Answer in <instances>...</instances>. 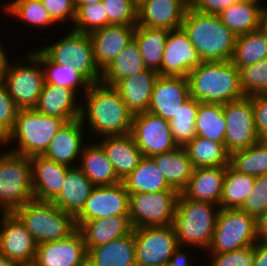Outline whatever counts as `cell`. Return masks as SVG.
Returning a JSON list of instances; mask_svg holds the SVG:
<instances>
[{
  "instance_id": "6da1fadb",
  "label": "cell",
  "mask_w": 267,
  "mask_h": 266,
  "mask_svg": "<svg viewBox=\"0 0 267 266\" xmlns=\"http://www.w3.org/2000/svg\"><path fill=\"white\" fill-rule=\"evenodd\" d=\"M80 119L89 124L90 132L99 137L131 133L133 114L120 93L112 86L92 84L83 95Z\"/></svg>"
},
{
  "instance_id": "7a4b0ae2",
  "label": "cell",
  "mask_w": 267,
  "mask_h": 266,
  "mask_svg": "<svg viewBox=\"0 0 267 266\" xmlns=\"http://www.w3.org/2000/svg\"><path fill=\"white\" fill-rule=\"evenodd\" d=\"M187 78L190 97L199 102L225 104L245 97L231 61H203Z\"/></svg>"
},
{
  "instance_id": "3957f363",
  "label": "cell",
  "mask_w": 267,
  "mask_h": 266,
  "mask_svg": "<svg viewBox=\"0 0 267 266\" xmlns=\"http://www.w3.org/2000/svg\"><path fill=\"white\" fill-rule=\"evenodd\" d=\"M182 29L202 61H231L236 36L217 15L201 13L189 6Z\"/></svg>"
},
{
  "instance_id": "277c9868",
  "label": "cell",
  "mask_w": 267,
  "mask_h": 266,
  "mask_svg": "<svg viewBox=\"0 0 267 266\" xmlns=\"http://www.w3.org/2000/svg\"><path fill=\"white\" fill-rule=\"evenodd\" d=\"M219 211V205L189 200L180 193L173 220L179 247L182 250L189 246L207 251Z\"/></svg>"
},
{
  "instance_id": "5b68a950",
  "label": "cell",
  "mask_w": 267,
  "mask_h": 266,
  "mask_svg": "<svg viewBox=\"0 0 267 266\" xmlns=\"http://www.w3.org/2000/svg\"><path fill=\"white\" fill-rule=\"evenodd\" d=\"M65 123L63 119L41 114L35 109L19 110L15 126L6 138V145L16 140L18 144L9 151L29 158L42 156Z\"/></svg>"
},
{
  "instance_id": "8992f818",
  "label": "cell",
  "mask_w": 267,
  "mask_h": 266,
  "mask_svg": "<svg viewBox=\"0 0 267 266\" xmlns=\"http://www.w3.org/2000/svg\"><path fill=\"white\" fill-rule=\"evenodd\" d=\"M14 213L37 244L65 239L77 230L75 217L52 202L32 199Z\"/></svg>"
},
{
  "instance_id": "52a82bcc",
  "label": "cell",
  "mask_w": 267,
  "mask_h": 266,
  "mask_svg": "<svg viewBox=\"0 0 267 266\" xmlns=\"http://www.w3.org/2000/svg\"><path fill=\"white\" fill-rule=\"evenodd\" d=\"M39 49L52 62L78 72L90 85L100 83L101 71L94 62L89 34L70 29L60 40Z\"/></svg>"
},
{
  "instance_id": "ba28073f",
  "label": "cell",
  "mask_w": 267,
  "mask_h": 266,
  "mask_svg": "<svg viewBox=\"0 0 267 266\" xmlns=\"http://www.w3.org/2000/svg\"><path fill=\"white\" fill-rule=\"evenodd\" d=\"M34 199L30 158L4 151L0 154V211L14 213Z\"/></svg>"
},
{
  "instance_id": "9c48e42d",
  "label": "cell",
  "mask_w": 267,
  "mask_h": 266,
  "mask_svg": "<svg viewBox=\"0 0 267 266\" xmlns=\"http://www.w3.org/2000/svg\"><path fill=\"white\" fill-rule=\"evenodd\" d=\"M26 54L27 60L10 62L1 80L20 110L36 107L45 83L41 63L29 51Z\"/></svg>"
},
{
  "instance_id": "30bf717a",
  "label": "cell",
  "mask_w": 267,
  "mask_h": 266,
  "mask_svg": "<svg viewBox=\"0 0 267 266\" xmlns=\"http://www.w3.org/2000/svg\"><path fill=\"white\" fill-rule=\"evenodd\" d=\"M255 218L240 209H220L207 253H222L254 246Z\"/></svg>"
},
{
  "instance_id": "8fae6325",
  "label": "cell",
  "mask_w": 267,
  "mask_h": 266,
  "mask_svg": "<svg viewBox=\"0 0 267 266\" xmlns=\"http://www.w3.org/2000/svg\"><path fill=\"white\" fill-rule=\"evenodd\" d=\"M179 195L178 191L130 194L132 228L173 225Z\"/></svg>"
},
{
  "instance_id": "7c38bea8",
  "label": "cell",
  "mask_w": 267,
  "mask_h": 266,
  "mask_svg": "<svg viewBox=\"0 0 267 266\" xmlns=\"http://www.w3.org/2000/svg\"><path fill=\"white\" fill-rule=\"evenodd\" d=\"M136 266H162L182 249L173 225L133 228Z\"/></svg>"
},
{
  "instance_id": "4fadbf2b",
  "label": "cell",
  "mask_w": 267,
  "mask_h": 266,
  "mask_svg": "<svg viewBox=\"0 0 267 266\" xmlns=\"http://www.w3.org/2000/svg\"><path fill=\"white\" fill-rule=\"evenodd\" d=\"M223 113L227 123L225 148L231 154L247 149L260 138L257 134L251 97L223 104Z\"/></svg>"
},
{
  "instance_id": "5bb4252c",
  "label": "cell",
  "mask_w": 267,
  "mask_h": 266,
  "mask_svg": "<svg viewBox=\"0 0 267 266\" xmlns=\"http://www.w3.org/2000/svg\"><path fill=\"white\" fill-rule=\"evenodd\" d=\"M131 134L145 157H153L178 147L169 121L149 112L133 115Z\"/></svg>"
},
{
  "instance_id": "9a60e30c",
  "label": "cell",
  "mask_w": 267,
  "mask_h": 266,
  "mask_svg": "<svg viewBox=\"0 0 267 266\" xmlns=\"http://www.w3.org/2000/svg\"><path fill=\"white\" fill-rule=\"evenodd\" d=\"M130 194L122 182L95 186L82 210L75 216L77 229L86 221L110 216H129Z\"/></svg>"
},
{
  "instance_id": "2e32d148",
  "label": "cell",
  "mask_w": 267,
  "mask_h": 266,
  "mask_svg": "<svg viewBox=\"0 0 267 266\" xmlns=\"http://www.w3.org/2000/svg\"><path fill=\"white\" fill-rule=\"evenodd\" d=\"M186 32L181 28L169 30L161 61L160 76L188 77L189 72L201 63Z\"/></svg>"
},
{
  "instance_id": "e0dca14e",
  "label": "cell",
  "mask_w": 267,
  "mask_h": 266,
  "mask_svg": "<svg viewBox=\"0 0 267 266\" xmlns=\"http://www.w3.org/2000/svg\"><path fill=\"white\" fill-rule=\"evenodd\" d=\"M0 254L19 263L34 262L37 243L15 213H1Z\"/></svg>"
},
{
  "instance_id": "ac0fdd59",
  "label": "cell",
  "mask_w": 267,
  "mask_h": 266,
  "mask_svg": "<svg viewBox=\"0 0 267 266\" xmlns=\"http://www.w3.org/2000/svg\"><path fill=\"white\" fill-rule=\"evenodd\" d=\"M38 266H87V249L77 229L69 237L37 244L34 261Z\"/></svg>"
},
{
  "instance_id": "d6986e66",
  "label": "cell",
  "mask_w": 267,
  "mask_h": 266,
  "mask_svg": "<svg viewBox=\"0 0 267 266\" xmlns=\"http://www.w3.org/2000/svg\"><path fill=\"white\" fill-rule=\"evenodd\" d=\"M189 98L187 77L159 75L152 91L147 112L170 121Z\"/></svg>"
},
{
  "instance_id": "ffe728a7",
  "label": "cell",
  "mask_w": 267,
  "mask_h": 266,
  "mask_svg": "<svg viewBox=\"0 0 267 266\" xmlns=\"http://www.w3.org/2000/svg\"><path fill=\"white\" fill-rule=\"evenodd\" d=\"M84 128L86 127L80 118L65 123L52 138L42 156L67 167H76L75 162L80 159L86 145Z\"/></svg>"
},
{
  "instance_id": "44dd1931",
  "label": "cell",
  "mask_w": 267,
  "mask_h": 266,
  "mask_svg": "<svg viewBox=\"0 0 267 266\" xmlns=\"http://www.w3.org/2000/svg\"><path fill=\"white\" fill-rule=\"evenodd\" d=\"M190 0H146L137 8V25L174 30L182 27Z\"/></svg>"
},
{
  "instance_id": "7402d4cb",
  "label": "cell",
  "mask_w": 267,
  "mask_h": 266,
  "mask_svg": "<svg viewBox=\"0 0 267 266\" xmlns=\"http://www.w3.org/2000/svg\"><path fill=\"white\" fill-rule=\"evenodd\" d=\"M136 26L109 25L89 34L94 62L102 72L133 39Z\"/></svg>"
},
{
  "instance_id": "603a6c76",
  "label": "cell",
  "mask_w": 267,
  "mask_h": 266,
  "mask_svg": "<svg viewBox=\"0 0 267 266\" xmlns=\"http://www.w3.org/2000/svg\"><path fill=\"white\" fill-rule=\"evenodd\" d=\"M30 164L34 199L52 202L60 193L70 167L43 156L30 157Z\"/></svg>"
},
{
  "instance_id": "cb8c5ba5",
  "label": "cell",
  "mask_w": 267,
  "mask_h": 266,
  "mask_svg": "<svg viewBox=\"0 0 267 266\" xmlns=\"http://www.w3.org/2000/svg\"><path fill=\"white\" fill-rule=\"evenodd\" d=\"M74 90L53 84L44 83L38 103L34 108L41 114L63 119L66 123L79 119L81 103Z\"/></svg>"
},
{
  "instance_id": "d4e9b609",
  "label": "cell",
  "mask_w": 267,
  "mask_h": 266,
  "mask_svg": "<svg viewBox=\"0 0 267 266\" xmlns=\"http://www.w3.org/2000/svg\"><path fill=\"white\" fill-rule=\"evenodd\" d=\"M158 72L146 69L121 79L114 88L120 93L127 109L133 114L147 112Z\"/></svg>"
},
{
  "instance_id": "484cf974",
  "label": "cell",
  "mask_w": 267,
  "mask_h": 266,
  "mask_svg": "<svg viewBox=\"0 0 267 266\" xmlns=\"http://www.w3.org/2000/svg\"><path fill=\"white\" fill-rule=\"evenodd\" d=\"M97 142L105 151L108 160L122 181L137 166L143 157L131 133L126 135L105 136Z\"/></svg>"
},
{
  "instance_id": "4316f807",
  "label": "cell",
  "mask_w": 267,
  "mask_h": 266,
  "mask_svg": "<svg viewBox=\"0 0 267 266\" xmlns=\"http://www.w3.org/2000/svg\"><path fill=\"white\" fill-rule=\"evenodd\" d=\"M226 167L194 168L187 186L181 194L189 199L220 204Z\"/></svg>"
},
{
  "instance_id": "83f0119b",
  "label": "cell",
  "mask_w": 267,
  "mask_h": 266,
  "mask_svg": "<svg viewBox=\"0 0 267 266\" xmlns=\"http://www.w3.org/2000/svg\"><path fill=\"white\" fill-rule=\"evenodd\" d=\"M132 231L121 238L87 250V266H136Z\"/></svg>"
},
{
  "instance_id": "f1b7e54d",
  "label": "cell",
  "mask_w": 267,
  "mask_h": 266,
  "mask_svg": "<svg viewBox=\"0 0 267 266\" xmlns=\"http://www.w3.org/2000/svg\"><path fill=\"white\" fill-rule=\"evenodd\" d=\"M94 187L77 166L70 167L62 189L52 203L75 217L82 210Z\"/></svg>"
},
{
  "instance_id": "f546056e",
  "label": "cell",
  "mask_w": 267,
  "mask_h": 266,
  "mask_svg": "<svg viewBox=\"0 0 267 266\" xmlns=\"http://www.w3.org/2000/svg\"><path fill=\"white\" fill-rule=\"evenodd\" d=\"M129 216H110L84 222L78 230L81 232L86 249L106 244L124 237L132 231Z\"/></svg>"
},
{
  "instance_id": "4dcf8cb0",
  "label": "cell",
  "mask_w": 267,
  "mask_h": 266,
  "mask_svg": "<svg viewBox=\"0 0 267 266\" xmlns=\"http://www.w3.org/2000/svg\"><path fill=\"white\" fill-rule=\"evenodd\" d=\"M260 0H242L220 12V21L235 36L247 34L263 27V6Z\"/></svg>"
},
{
  "instance_id": "1f68e13d",
  "label": "cell",
  "mask_w": 267,
  "mask_h": 266,
  "mask_svg": "<svg viewBox=\"0 0 267 266\" xmlns=\"http://www.w3.org/2000/svg\"><path fill=\"white\" fill-rule=\"evenodd\" d=\"M86 143L82 150L78 168L94 186H111L122 182L103 148L96 143Z\"/></svg>"
},
{
  "instance_id": "d6a6232c",
  "label": "cell",
  "mask_w": 267,
  "mask_h": 266,
  "mask_svg": "<svg viewBox=\"0 0 267 266\" xmlns=\"http://www.w3.org/2000/svg\"><path fill=\"white\" fill-rule=\"evenodd\" d=\"M168 185L181 193L192 176L194 167L184 147L151 157Z\"/></svg>"
},
{
  "instance_id": "836d02e7",
  "label": "cell",
  "mask_w": 267,
  "mask_h": 266,
  "mask_svg": "<svg viewBox=\"0 0 267 266\" xmlns=\"http://www.w3.org/2000/svg\"><path fill=\"white\" fill-rule=\"evenodd\" d=\"M122 183L129 194L177 191L168 185L154 160L145 156L140 159L138 166L122 180Z\"/></svg>"
},
{
  "instance_id": "e575fe53",
  "label": "cell",
  "mask_w": 267,
  "mask_h": 266,
  "mask_svg": "<svg viewBox=\"0 0 267 266\" xmlns=\"http://www.w3.org/2000/svg\"><path fill=\"white\" fill-rule=\"evenodd\" d=\"M169 30L136 25L133 39L138 45L144 65L147 69L158 72Z\"/></svg>"
},
{
  "instance_id": "d590c367",
  "label": "cell",
  "mask_w": 267,
  "mask_h": 266,
  "mask_svg": "<svg viewBox=\"0 0 267 266\" xmlns=\"http://www.w3.org/2000/svg\"><path fill=\"white\" fill-rule=\"evenodd\" d=\"M146 69L138 45L132 39L125 49L101 72L100 83L114 87L121 79Z\"/></svg>"
},
{
  "instance_id": "8d00e7d4",
  "label": "cell",
  "mask_w": 267,
  "mask_h": 266,
  "mask_svg": "<svg viewBox=\"0 0 267 266\" xmlns=\"http://www.w3.org/2000/svg\"><path fill=\"white\" fill-rule=\"evenodd\" d=\"M267 57V30L262 27L236 37L231 63L240 69Z\"/></svg>"
},
{
  "instance_id": "74e56055",
  "label": "cell",
  "mask_w": 267,
  "mask_h": 266,
  "mask_svg": "<svg viewBox=\"0 0 267 266\" xmlns=\"http://www.w3.org/2000/svg\"><path fill=\"white\" fill-rule=\"evenodd\" d=\"M195 130L197 136L225 144L227 123L223 104L200 102L195 119Z\"/></svg>"
},
{
  "instance_id": "f35d334b",
  "label": "cell",
  "mask_w": 267,
  "mask_h": 266,
  "mask_svg": "<svg viewBox=\"0 0 267 266\" xmlns=\"http://www.w3.org/2000/svg\"><path fill=\"white\" fill-rule=\"evenodd\" d=\"M184 148L194 168L229 165L230 154L226 151L225 144L196 136Z\"/></svg>"
},
{
  "instance_id": "ab89813d",
  "label": "cell",
  "mask_w": 267,
  "mask_h": 266,
  "mask_svg": "<svg viewBox=\"0 0 267 266\" xmlns=\"http://www.w3.org/2000/svg\"><path fill=\"white\" fill-rule=\"evenodd\" d=\"M29 52L41 63L46 84L70 88L77 94L82 88L83 95L89 89L90 84L78 72L52 62L39 48Z\"/></svg>"
},
{
  "instance_id": "60d3db41",
  "label": "cell",
  "mask_w": 267,
  "mask_h": 266,
  "mask_svg": "<svg viewBox=\"0 0 267 266\" xmlns=\"http://www.w3.org/2000/svg\"><path fill=\"white\" fill-rule=\"evenodd\" d=\"M255 179L236 171L230 165L226 166L220 209H239L253 190Z\"/></svg>"
},
{
  "instance_id": "b9f144b4",
  "label": "cell",
  "mask_w": 267,
  "mask_h": 266,
  "mask_svg": "<svg viewBox=\"0 0 267 266\" xmlns=\"http://www.w3.org/2000/svg\"><path fill=\"white\" fill-rule=\"evenodd\" d=\"M229 165L253 177L267 174V142L259 140L247 149L231 153Z\"/></svg>"
},
{
  "instance_id": "7bdbcfd3",
  "label": "cell",
  "mask_w": 267,
  "mask_h": 266,
  "mask_svg": "<svg viewBox=\"0 0 267 266\" xmlns=\"http://www.w3.org/2000/svg\"><path fill=\"white\" fill-rule=\"evenodd\" d=\"M3 8L6 15H10L14 19H20L19 21L28 23L37 29L38 27L46 28L56 24L44 8L41 0H10Z\"/></svg>"
},
{
  "instance_id": "ee69618b",
  "label": "cell",
  "mask_w": 267,
  "mask_h": 266,
  "mask_svg": "<svg viewBox=\"0 0 267 266\" xmlns=\"http://www.w3.org/2000/svg\"><path fill=\"white\" fill-rule=\"evenodd\" d=\"M199 103L190 97L169 121L171 133L178 146L184 147L197 136L195 119Z\"/></svg>"
},
{
  "instance_id": "f6af8a7d",
  "label": "cell",
  "mask_w": 267,
  "mask_h": 266,
  "mask_svg": "<svg viewBox=\"0 0 267 266\" xmlns=\"http://www.w3.org/2000/svg\"><path fill=\"white\" fill-rule=\"evenodd\" d=\"M76 7V14L71 29L80 33L91 32L109 26L108 15L103 2Z\"/></svg>"
},
{
  "instance_id": "bcb514c9",
  "label": "cell",
  "mask_w": 267,
  "mask_h": 266,
  "mask_svg": "<svg viewBox=\"0 0 267 266\" xmlns=\"http://www.w3.org/2000/svg\"><path fill=\"white\" fill-rule=\"evenodd\" d=\"M244 96L267 93V57L260 62L239 69Z\"/></svg>"
},
{
  "instance_id": "7dc6e473",
  "label": "cell",
  "mask_w": 267,
  "mask_h": 266,
  "mask_svg": "<svg viewBox=\"0 0 267 266\" xmlns=\"http://www.w3.org/2000/svg\"><path fill=\"white\" fill-rule=\"evenodd\" d=\"M110 25H137V7L131 0H102Z\"/></svg>"
},
{
  "instance_id": "c3c4849f",
  "label": "cell",
  "mask_w": 267,
  "mask_h": 266,
  "mask_svg": "<svg viewBox=\"0 0 267 266\" xmlns=\"http://www.w3.org/2000/svg\"><path fill=\"white\" fill-rule=\"evenodd\" d=\"M239 209L255 219L267 209V174L256 177L253 190Z\"/></svg>"
},
{
  "instance_id": "681fc988",
  "label": "cell",
  "mask_w": 267,
  "mask_h": 266,
  "mask_svg": "<svg viewBox=\"0 0 267 266\" xmlns=\"http://www.w3.org/2000/svg\"><path fill=\"white\" fill-rule=\"evenodd\" d=\"M209 254L211 260L207 266H253L254 246L207 255Z\"/></svg>"
},
{
  "instance_id": "f907efd6",
  "label": "cell",
  "mask_w": 267,
  "mask_h": 266,
  "mask_svg": "<svg viewBox=\"0 0 267 266\" xmlns=\"http://www.w3.org/2000/svg\"><path fill=\"white\" fill-rule=\"evenodd\" d=\"M19 110L4 83L0 81V133L5 138L12 132Z\"/></svg>"
},
{
  "instance_id": "816d5d0a",
  "label": "cell",
  "mask_w": 267,
  "mask_h": 266,
  "mask_svg": "<svg viewBox=\"0 0 267 266\" xmlns=\"http://www.w3.org/2000/svg\"><path fill=\"white\" fill-rule=\"evenodd\" d=\"M51 19L56 23L74 22L76 7L74 0H41Z\"/></svg>"
},
{
  "instance_id": "f5cc1de1",
  "label": "cell",
  "mask_w": 267,
  "mask_h": 266,
  "mask_svg": "<svg viewBox=\"0 0 267 266\" xmlns=\"http://www.w3.org/2000/svg\"><path fill=\"white\" fill-rule=\"evenodd\" d=\"M252 100L254 123L260 140L267 137V93L250 96Z\"/></svg>"
},
{
  "instance_id": "db71d44e",
  "label": "cell",
  "mask_w": 267,
  "mask_h": 266,
  "mask_svg": "<svg viewBox=\"0 0 267 266\" xmlns=\"http://www.w3.org/2000/svg\"><path fill=\"white\" fill-rule=\"evenodd\" d=\"M240 1L242 0H190V6L201 13L218 15Z\"/></svg>"
},
{
  "instance_id": "11a10c76",
  "label": "cell",
  "mask_w": 267,
  "mask_h": 266,
  "mask_svg": "<svg viewBox=\"0 0 267 266\" xmlns=\"http://www.w3.org/2000/svg\"><path fill=\"white\" fill-rule=\"evenodd\" d=\"M257 242L267 243V209L255 219Z\"/></svg>"
},
{
  "instance_id": "9f6ffc18",
  "label": "cell",
  "mask_w": 267,
  "mask_h": 266,
  "mask_svg": "<svg viewBox=\"0 0 267 266\" xmlns=\"http://www.w3.org/2000/svg\"><path fill=\"white\" fill-rule=\"evenodd\" d=\"M253 266H267V243H255Z\"/></svg>"
},
{
  "instance_id": "6f0895ef",
  "label": "cell",
  "mask_w": 267,
  "mask_h": 266,
  "mask_svg": "<svg viewBox=\"0 0 267 266\" xmlns=\"http://www.w3.org/2000/svg\"><path fill=\"white\" fill-rule=\"evenodd\" d=\"M187 251L182 250L176 256H174L170 261L164 263L162 266H192L193 262L189 259Z\"/></svg>"
},
{
  "instance_id": "680465c9",
  "label": "cell",
  "mask_w": 267,
  "mask_h": 266,
  "mask_svg": "<svg viewBox=\"0 0 267 266\" xmlns=\"http://www.w3.org/2000/svg\"><path fill=\"white\" fill-rule=\"evenodd\" d=\"M4 45L2 46V44L0 43V81L2 80V78L4 77V75L6 74L9 64H10V58L8 57V55L6 54V50L3 48Z\"/></svg>"
},
{
  "instance_id": "91938a15",
  "label": "cell",
  "mask_w": 267,
  "mask_h": 266,
  "mask_svg": "<svg viewBox=\"0 0 267 266\" xmlns=\"http://www.w3.org/2000/svg\"><path fill=\"white\" fill-rule=\"evenodd\" d=\"M0 266H19V264L0 254Z\"/></svg>"
},
{
  "instance_id": "94428289",
  "label": "cell",
  "mask_w": 267,
  "mask_h": 266,
  "mask_svg": "<svg viewBox=\"0 0 267 266\" xmlns=\"http://www.w3.org/2000/svg\"><path fill=\"white\" fill-rule=\"evenodd\" d=\"M102 0H74L75 6H81L86 4H94L97 2H101Z\"/></svg>"
},
{
  "instance_id": "6125c7cd",
  "label": "cell",
  "mask_w": 267,
  "mask_h": 266,
  "mask_svg": "<svg viewBox=\"0 0 267 266\" xmlns=\"http://www.w3.org/2000/svg\"><path fill=\"white\" fill-rule=\"evenodd\" d=\"M263 27L267 30V5L263 6Z\"/></svg>"
},
{
  "instance_id": "be15d7a7",
  "label": "cell",
  "mask_w": 267,
  "mask_h": 266,
  "mask_svg": "<svg viewBox=\"0 0 267 266\" xmlns=\"http://www.w3.org/2000/svg\"><path fill=\"white\" fill-rule=\"evenodd\" d=\"M132 3L138 8L141 4H143L146 0H131Z\"/></svg>"
},
{
  "instance_id": "e7e4bbea",
  "label": "cell",
  "mask_w": 267,
  "mask_h": 266,
  "mask_svg": "<svg viewBox=\"0 0 267 266\" xmlns=\"http://www.w3.org/2000/svg\"><path fill=\"white\" fill-rule=\"evenodd\" d=\"M19 266H38L35 262L19 263Z\"/></svg>"
},
{
  "instance_id": "03108f58",
  "label": "cell",
  "mask_w": 267,
  "mask_h": 266,
  "mask_svg": "<svg viewBox=\"0 0 267 266\" xmlns=\"http://www.w3.org/2000/svg\"><path fill=\"white\" fill-rule=\"evenodd\" d=\"M0 145H6V138L0 133Z\"/></svg>"
}]
</instances>
